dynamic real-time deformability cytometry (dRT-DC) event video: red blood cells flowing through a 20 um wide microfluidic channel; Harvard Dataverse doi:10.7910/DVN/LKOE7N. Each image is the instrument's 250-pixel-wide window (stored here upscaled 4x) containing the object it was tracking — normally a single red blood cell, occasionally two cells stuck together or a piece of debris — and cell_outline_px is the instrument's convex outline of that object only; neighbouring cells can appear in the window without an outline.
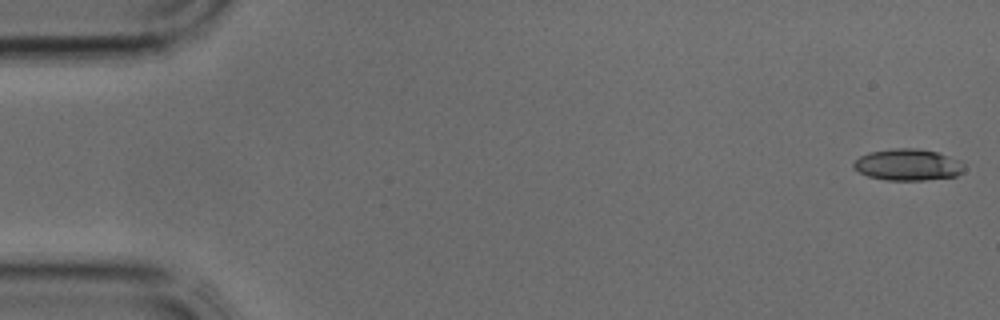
{"species": "common noctule bat (a hibernating species)", "species_latin": "Nyctalus noctula", "temperature_condition": "cold", "stored_images_in_passage": 39, "camera_frame_rate_fps": 3000, "um_per_image_px": 0.085, "animal": {"sex": "male", "body_mass_g": 17.9, "forearm_length_mm": 54.2}, "frame": {"image": 1, "passage_image": 1, "time_ms": 0.0, "image_size_px": [1000, 320], "cell_outline_px": [[964, 172], [956, 176], [924, 180], [888, 180], [868, 176], [852, 168], [852, 164], [860, 156], [868, 152], [892, 148], [916, 148], [936, 152], [948, 156], [964, 164]], "centroid_in_image_um": [77.14, 14.0], "position_along_channel_um": 7.9, "area_um2": 20.29}}
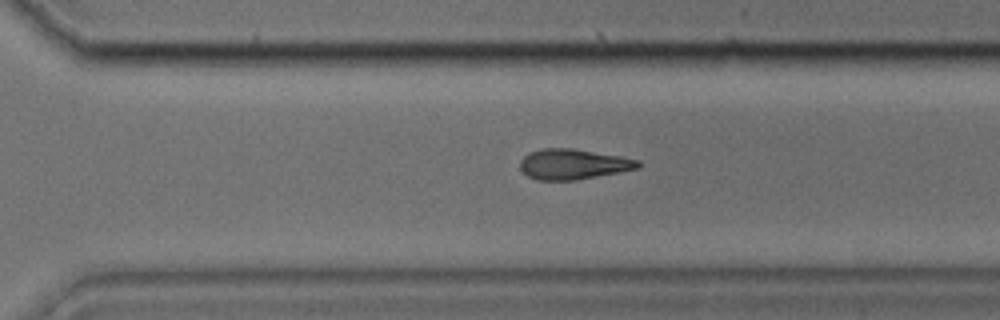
{"frame": {"image": 2, "passage_image": 27, "time_ms": 8.667, "image_size_px": [1000, 320], "cell_outline_px": [[640, 168], [576, 180], [536, 180], [528, 176], [520, 168], [520, 160], [528, 152], [544, 148], [572, 148], [620, 156], [640, 160]], "centroid_in_image_um": [48.71, 13.95], "position_along_channel_um": 321.9, "area_um2": 20.87}}
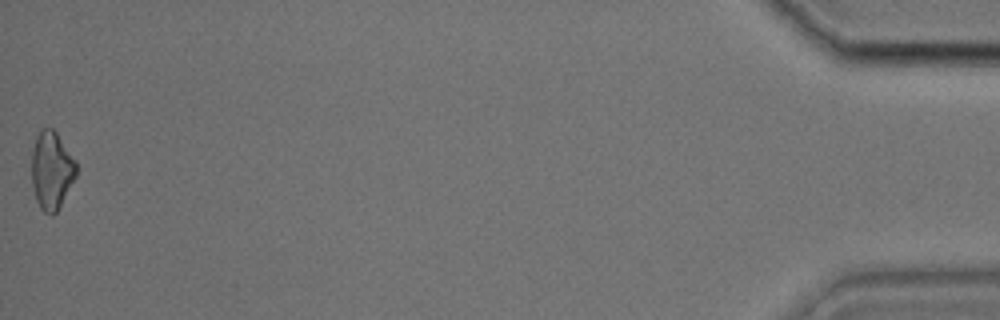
{"frame": {"image": 3, "passage_image": 39, "time_ms": 12.667, "image_size_px": [1000, 320], "cell_outline_px": [[76, 176], [56, 212], [52, 216], [44, 212], [40, 208], [36, 200], [32, 184], [32, 148], [36, 136], [44, 128], [52, 128], [56, 132], [76, 160]], "centroid_in_image_um": [4.38, 14.48], "position_along_channel_um": 430.8, "area_um2": 20.11}}